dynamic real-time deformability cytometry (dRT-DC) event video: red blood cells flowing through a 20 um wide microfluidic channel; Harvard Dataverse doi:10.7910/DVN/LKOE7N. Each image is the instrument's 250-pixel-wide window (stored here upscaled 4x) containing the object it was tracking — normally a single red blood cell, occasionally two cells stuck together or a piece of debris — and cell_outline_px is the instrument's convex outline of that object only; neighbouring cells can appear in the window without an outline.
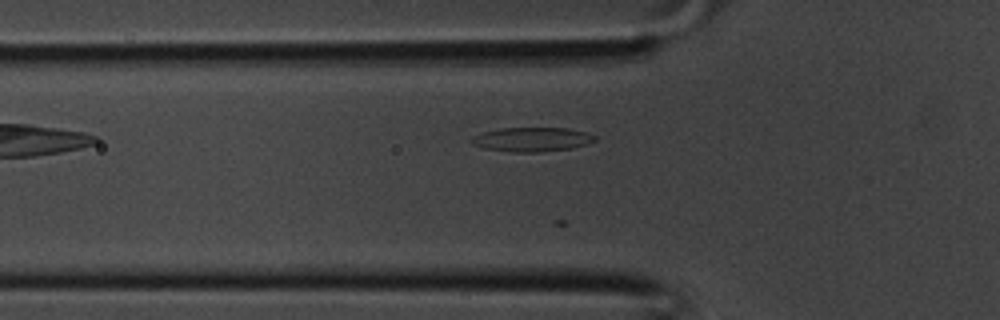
{"species": "common noctule bat (a hibernating species)", "species_latin": "Nyctalus noctula", "temperature_condition": "room temperature", "stored_images_in_passage": 23, "camera_frame_rate_fps": 3000, "um_per_image_px": 0.085, "animal": {"sex": "male", "body_mass_g": 20.1, "forearm_length_mm": 53.5}, "frame": {"image": 1, "passage_image": 3, "time_ms": 0.667, "image_size_px": [1000, 320], "cell_outline_px": [[596, 140], [588, 144], [572, 148], [540, 152], [512, 152], [484, 148], [472, 144], [468, 140], [472, 136], [484, 132], [500, 128], [568, 128], [588, 132], [596, 136]], "centroid_in_image_um": [45.22, 11.85], "position_along_channel_um": 80.6, "area_um2": 17.57}}
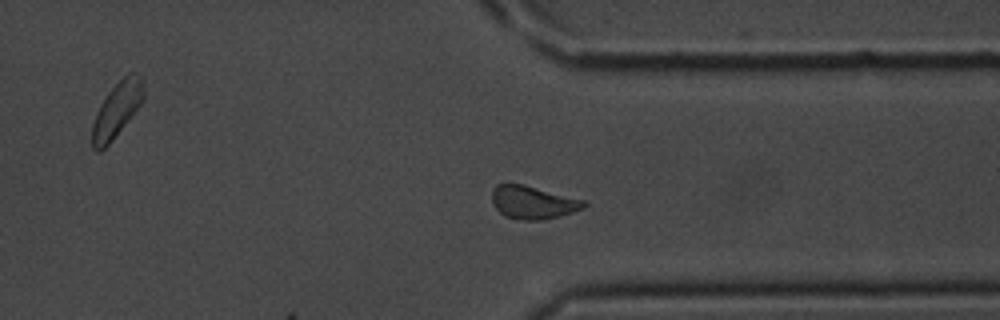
{"frame": {"image": 2, "passage_image": 23, "time_ms": 7.333, "image_size_px": [1000, 320], "cell_outline_px": [[588, 204], [584, 208], [560, 216], [540, 220], [520, 220], [504, 216], [496, 208], [492, 200], [492, 188], [496, 184], [504, 180], [524, 184], [584, 200]], "centroid_in_image_um": [45.24, 17.16], "position_along_channel_um": 366.2, "area_um2": 18.09}}